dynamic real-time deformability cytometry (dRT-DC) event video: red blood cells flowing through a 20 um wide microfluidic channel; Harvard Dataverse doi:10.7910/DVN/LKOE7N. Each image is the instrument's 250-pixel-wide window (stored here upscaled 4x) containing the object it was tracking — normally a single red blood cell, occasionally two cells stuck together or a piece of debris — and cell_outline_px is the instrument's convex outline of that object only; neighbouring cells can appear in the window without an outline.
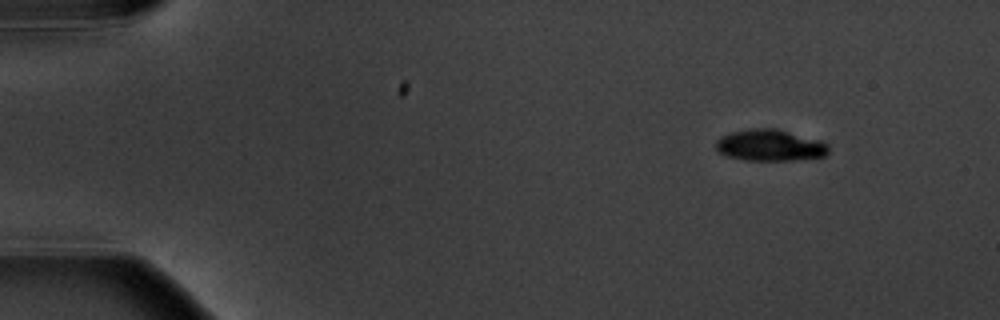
{"species": "common noctule bat (a hibernating species)", "species_latin": "Nyctalus noctula", "temperature_condition": "warm", "stored_images_in_passage": 4, "camera_frame_rate_fps": 3000, "um_per_image_px": 0.085, "animal": {"sex": "male", "body_mass_g": 20.1, "forearm_length_mm": 53.5}, "frame": {"image": 1, "passage_image": 1, "time_ms": 0.0, "image_size_px": [1000, 320], "cell_outline_px": [[828, 152], [824, 156], [792, 160], [744, 160], [728, 156], [720, 152], [716, 148], [716, 140], [720, 136], [732, 132], [752, 128], [776, 128], [824, 140], [828, 144]], "centroid_in_image_um": [65.48, 12.33], "position_along_channel_um": 19.5, "area_um2": 20.81}}
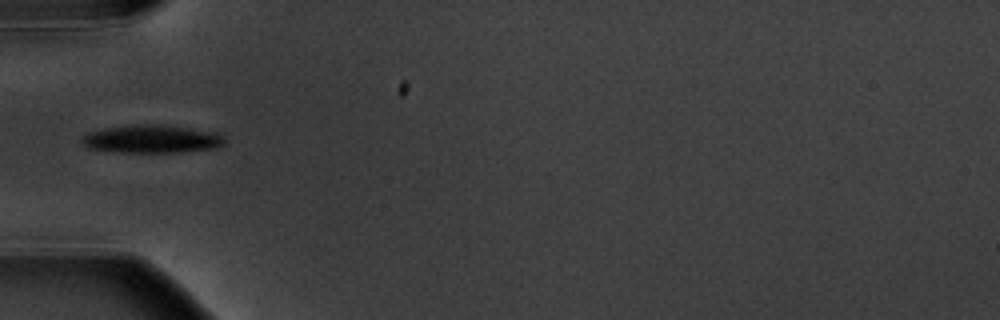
{"frame": {"image": 2, "passage_image": 4, "time_ms": 4.333, "image_size_px": [1000, 320], "cell_outline_px": [[224, 144], [216, 148], [180, 152], [120, 152], [88, 148], [80, 140], [88, 132], [104, 128], [136, 124], [164, 124], [216, 132], [224, 140]], "centroid_in_image_um": [12.89, 11.8], "position_along_channel_um": 72.1, "area_um2": 23.29}}